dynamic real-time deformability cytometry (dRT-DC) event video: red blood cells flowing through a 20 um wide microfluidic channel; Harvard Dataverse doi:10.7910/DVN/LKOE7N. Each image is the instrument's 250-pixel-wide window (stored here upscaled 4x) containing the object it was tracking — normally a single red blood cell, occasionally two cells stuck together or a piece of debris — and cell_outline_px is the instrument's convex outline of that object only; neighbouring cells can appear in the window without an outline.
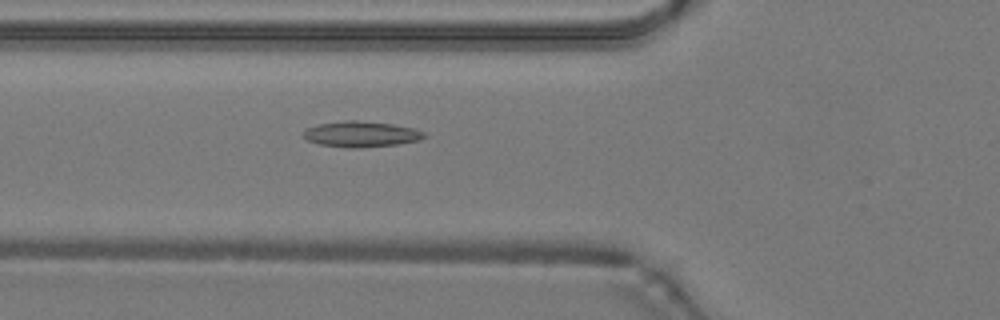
{"species": "common noctule bat (a hibernating species)", "species_latin": "Nyctalus noctula", "temperature_condition": "warm", "stored_images_in_passage": 48, "camera_frame_rate_fps": 3000, "um_per_image_px": 0.085, "animal": {"sex": "male", "body_mass_g": 19.2, "forearm_length_mm": 51.8}, "frame": {"image": 1, "passage_image": 18, "time_ms": 5.667, "image_size_px": [1000, 320], "cell_outline_px": [[428, 136], [420, 140], [396, 144], [360, 148], [348, 148], [320, 144], [308, 140], [304, 136], [304, 132], [308, 128], [320, 124], [344, 120], [356, 120], [392, 124], [412, 128], [424, 132]], "centroid_in_image_um": [30.73, 11.4], "position_along_channel_um": 95.1, "area_um2": 17.92}}
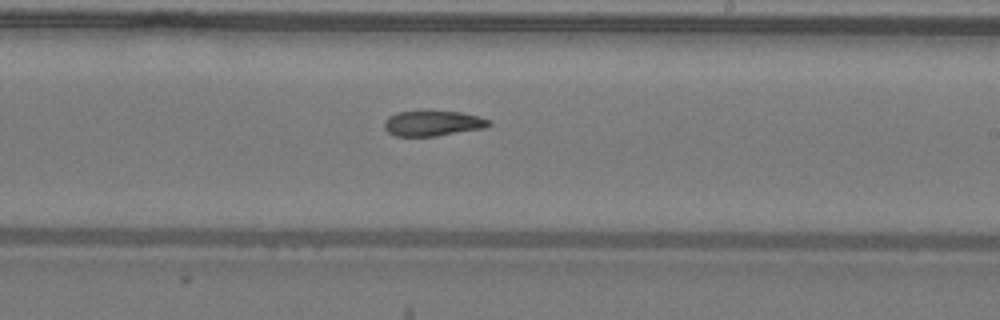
{"frame": {"image": 2, "passage_image": 29, "time_ms": 9.333, "image_size_px": [1000, 320], "cell_outline_px": [[492, 124], [484, 128], [436, 136], [396, 136], [388, 132], [384, 128], [384, 120], [388, 116], [396, 112], [420, 108], [428, 108], [460, 112], [480, 116], [492, 120]], "centroid_in_image_um": [36.77, 10.42], "position_along_channel_um": 252.2, "area_um2": 16.42}}
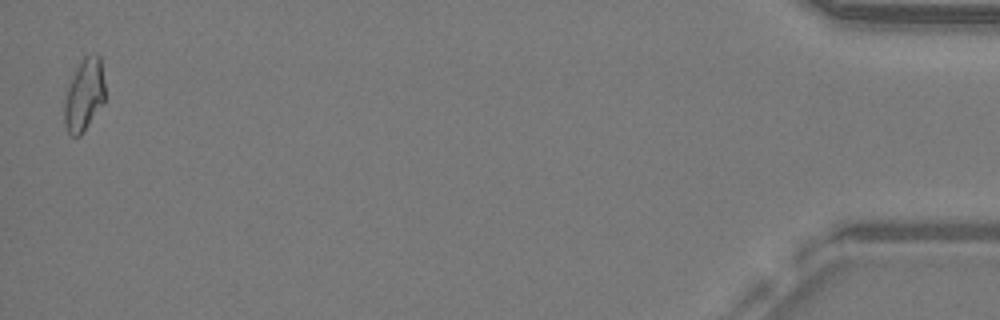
{"frame": {"image": 3, "passage_image": 48, "time_ms": 15.667, "image_size_px": [1000, 320], "cell_outline_px": [[104, 104], [80, 136], [72, 136], [68, 132], [64, 124], [64, 100], [68, 88], [76, 68], [80, 60], [84, 56], [96, 52], [100, 56], [104, 80]], "centroid_in_image_um": [7.16, 8.06], "position_along_channel_um": 428.0, "area_um2": 17.28}, "authors_computed_cell_mechanics": {"area_um2": 16.8776, "velocity_mm_per_s": 4.274, "shape_relaxation_time_tau1_ms": null, "shape_relaxation_time_tau2_ms": 7.096, "deformation_change_tau1": null, "deformation_change_tau2": 0.1389}}